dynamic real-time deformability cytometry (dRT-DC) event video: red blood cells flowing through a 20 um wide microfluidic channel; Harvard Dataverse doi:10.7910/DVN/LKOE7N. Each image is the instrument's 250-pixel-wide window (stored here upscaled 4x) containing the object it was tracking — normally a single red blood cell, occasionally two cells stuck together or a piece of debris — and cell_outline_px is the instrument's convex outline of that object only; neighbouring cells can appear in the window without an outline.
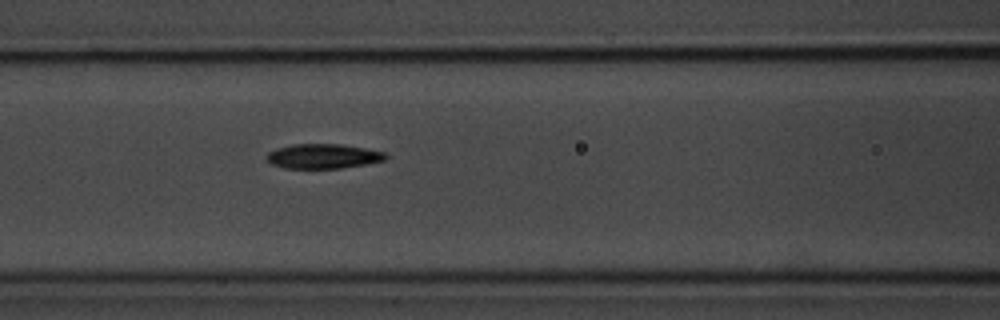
{"species": "common noctule bat (a hibernating species)", "species_latin": "Nyctalus noctula", "temperature_condition": "room temperature", "stored_images_in_passage": 7, "camera_frame_rate_fps": 3000, "um_per_image_px": 0.085, "animal": {"sex": "male", "body_mass_g": 20.1, "forearm_length_mm": 53.5}, "frame": {"image": 1, "passage_image": 7, "time_ms": 7.667, "image_size_px": [1000, 320], "cell_outline_px": [[388, 156], [384, 160], [364, 164], [340, 168], [284, 168], [272, 164], [268, 160], [268, 152], [276, 148], [292, 144], [340, 144], [388, 152]], "centroid_in_image_um": [27.49, 13.27], "position_along_channel_um": 139.1, "area_um2": 16.99}}